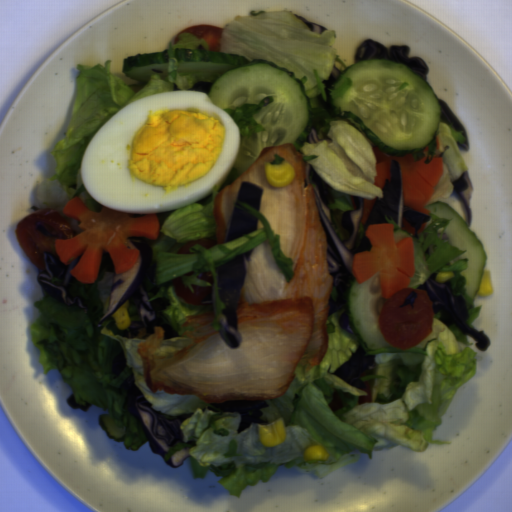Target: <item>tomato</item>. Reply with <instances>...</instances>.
<instances>
[{
	"mask_svg": "<svg viewBox=\"0 0 512 512\" xmlns=\"http://www.w3.org/2000/svg\"><path fill=\"white\" fill-rule=\"evenodd\" d=\"M14 230L24 252L35 266L44 271L45 253L58 258L56 241L74 237L65 216L49 208H40L24 215Z\"/></svg>",
	"mask_w": 512,
	"mask_h": 512,
	"instance_id": "obj_2",
	"label": "tomato"
},
{
	"mask_svg": "<svg viewBox=\"0 0 512 512\" xmlns=\"http://www.w3.org/2000/svg\"><path fill=\"white\" fill-rule=\"evenodd\" d=\"M192 245H199V246H202L205 250H208V249L214 247L215 245H217V241H212L207 238L194 239L193 241L183 245L176 253H182V254L194 253V252L189 251V249H191Z\"/></svg>",
	"mask_w": 512,
	"mask_h": 512,
	"instance_id": "obj_5",
	"label": "tomato"
},
{
	"mask_svg": "<svg viewBox=\"0 0 512 512\" xmlns=\"http://www.w3.org/2000/svg\"><path fill=\"white\" fill-rule=\"evenodd\" d=\"M194 274L193 270L189 272H185L184 276H192Z\"/></svg>",
	"mask_w": 512,
	"mask_h": 512,
	"instance_id": "obj_8",
	"label": "tomato"
},
{
	"mask_svg": "<svg viewBox=\"0 0 512 512\" xmlns=\"http://www.w3.org/2000/svg\"><path fill=\"white\" fill-rule=\"evenodd\" d=\"M364 390L366 391V394H361L359 397H358V404H365V403H370L372 401L371 399V384L370 382H365L364 383Z\"/></svg>",
	"mask_w": 512,
	"mask_h": 512,
	"instance_id": "obj_6",
	"label": "tomato"
},
{
	"mask_svg": "<svg viewBox=\"0 0 512 512\" xmlns=\"http://www.w3.org/2000/svg\"><path fill=\"white\" fill-rule=\"evenodd\" d=\"M223 27L211 24H197L178 31L174 36V44L179 42V36L182 33H193L195 38L204 39L208 50L220 52Z\"/></svg>",
	"mask_w": 512,
	"mask_h": 512,
	"instance_id": "obj_3",
	"label": "tomato"
},
{
	"mask_svg": "<svg viewBox=\"0 0 512 512\" xmlns=\"http://www.w3.org/2000/svg\"><path fill=\"white\" fill-rule=\"evenodd\" d=\"M173 289L176 295L183 298L186 302H189L195 306L212 305L211 303H202L204 296L210 295L212 287L210 286H196L192 285L194 293H191L187 286H184L182 278L179 276L171 280Z\"/></svg>",
	"mask_w": 512,
	"mask_h": 512,
	"instance_id": "obj_4",
	"label": "tomato"
},
{
	"mask_svg": "<svg viewBox=\"0 0 512 512\" xmlns=\"http://www.w3.org/2000/svg\"><path fill=\"white\" fill-rule=\"evenodd\" d=\"M388 344L406 349L433 332L434 311L426 290L405 288L383 301L377 320Z\"/></svg>",
	"mask_w": 512,
	"mask_h": 512,
	"instance_id": "obj_1",
	"label": "tomato"
},
{
	"mask_svg": "<svg viewBox=\"0 0 512 512\" xmlns=\"http://www.w3.org/2000/svg\"><path fill=\"white\" fill-rule=\"evenodd\" d=\"M197 277L203 279L204 281L210 283L213 286L214 276L211 273V271H203Z\"/></svg>",
	"mask_w": 512,
	"mask_h": 512,
	"instance_id": "obj_7",
	"label": "tomato"
}]
</instances>
